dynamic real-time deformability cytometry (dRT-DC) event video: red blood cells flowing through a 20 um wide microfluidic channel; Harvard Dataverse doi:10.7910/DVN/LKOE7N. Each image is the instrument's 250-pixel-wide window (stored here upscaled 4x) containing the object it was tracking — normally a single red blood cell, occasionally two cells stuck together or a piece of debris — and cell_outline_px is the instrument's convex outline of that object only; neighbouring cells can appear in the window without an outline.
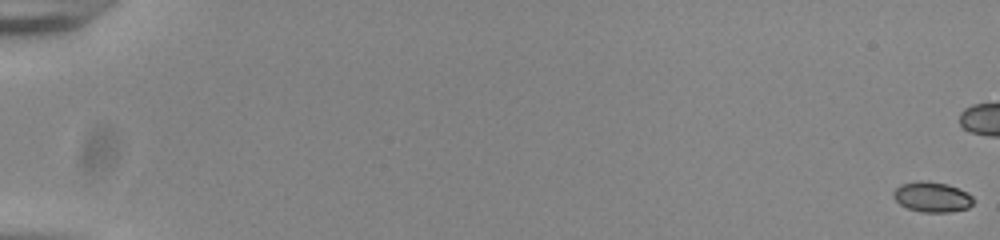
{"species": "common noctule bat (a hibernating species)", "species_latin": "Nyctalus noctula", "temperature_condition": "room temperature", "stored_images_in_passage": 57, "camera_frame_rate_fps": 3000, "um_per_image_px": 0.085, "animal": {"sex": "male", "body_mass_g": 20.0, "forearm_length_mm": 53.3}, "frame": {"image": 1, "passage_image": 1, "time_ms": 0.0, "image_size_px": [1000, 240], "cell_outline_px": [[976, 200], [968, 208], [952, 212], [920, 212], [908, 208], [900, 204], [892, 196], [892, 192], [900, 184], [920, 180], [948, 184], [968, 192]], "centroid_in_image_um": [79.24, 16.74], "position_along_channel_um": 5.8, "area_um2": 14.28}}
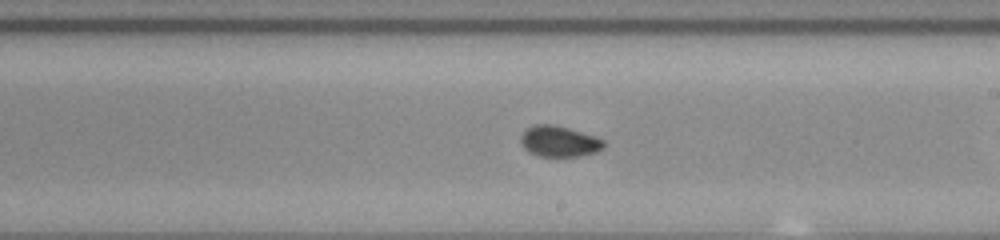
{"frame": {"image": 2, "passage_image": 35, "time_ms": 11.333, "image_size_px": [1000, 240], "cell_outline_px": [[604, 148], [596, 152], [576, 156], [536, 156], [528, 152], [520, 144], [520, 136], [528, 128], [536, 124], [552, 124], [568, 128], [596, 136], [604, 140]], "centroid_in_image_um": [47.51, 12.02], "position_along_channel_um": 241.5, "area_um2": 14.97}}
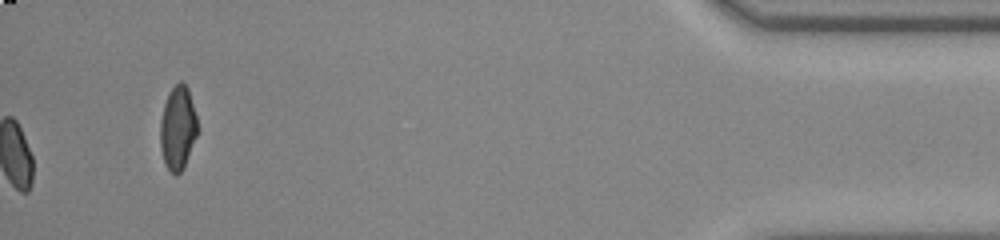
{"frame": {"image": 3, "passage_image": 57, "time_ms": 18.667, "image_size_px": [1000, 240], "cell_outline_px": [[196, 136], [184, 168], [176, 176], [164, 164], [160, 148], [160, 120], [164, 104], [168, 92], [180, 80], [188, 88], [196, 116]], "centroid_in_image_um": [15.08, 10.89], "position_along_channel_um": 420.1, "area_um2": 18.09}, "authors_computed_cell_mechanics": {"area_um2": 14.6812, "velocity_mm_per_s": 3.8509, "shape_relaxation_time_tau1_ms": 3.3059, "shape_relaxation_time_tau2_ms": 0.7168, "deformation_change_tau1": 0.1061, "deformation_change_tau2": 0.0362}}